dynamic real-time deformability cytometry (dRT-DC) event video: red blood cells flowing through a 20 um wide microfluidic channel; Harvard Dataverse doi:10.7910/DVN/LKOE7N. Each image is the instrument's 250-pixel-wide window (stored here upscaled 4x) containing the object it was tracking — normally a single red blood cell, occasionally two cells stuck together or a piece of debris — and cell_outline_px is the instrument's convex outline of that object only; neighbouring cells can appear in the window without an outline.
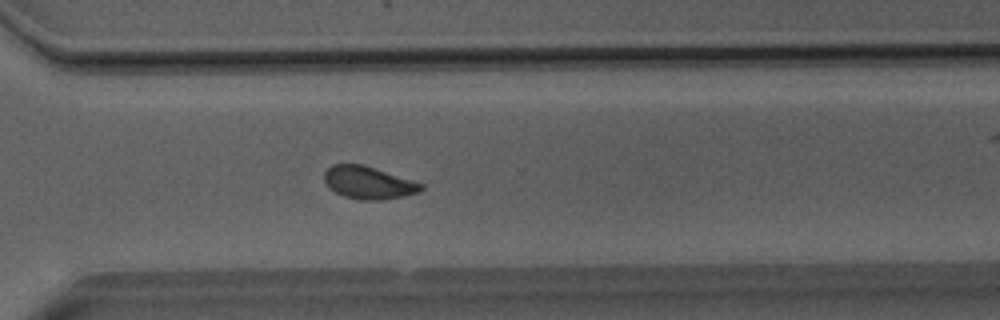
{"species": "Egyptian fruit bat (a non-hibernating species)", "species_latin": "Rousettus aegyptiacus", "temperature_condition": "room temperature", "stored_images_in_passage": 52, "camera_frame_rate_fps": 3000, "um_per_image_px": 0.085, "animal": {"sex": "male"}, "frame": {"image": 1, "passage_image": 37, "time_ms": 12.0, "image_size_px": [1000, 320], "cell_outline_px": [[424, 188], [420, 192], [404, 196], [380, 200], [360, 200], [344, 196], [328, 188], [324, 180], [324, 172], [332, 164], [364, 164], [424, 184]], "centroid_in_image_um": [31.32, 15.52], "position_along_channel_um": 339.3, "area_um2": 18.5}}
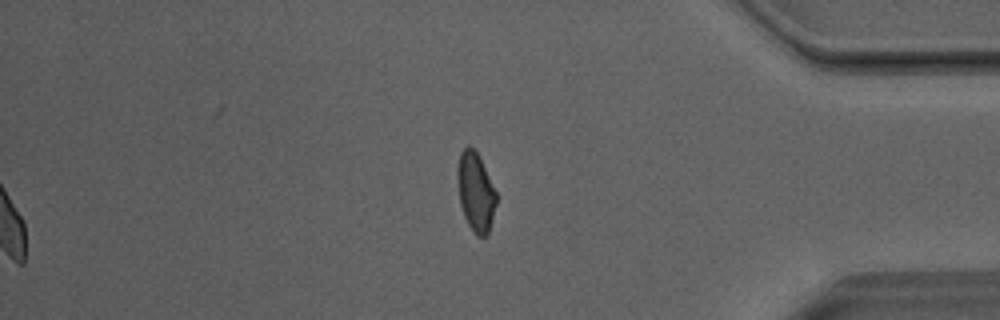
{"frame": {"image": 2, "passage_image": 52, "time_ms": 17.0, "image_size_px": [1000, 320], "cell_outline_px": [[496, 204], [488, 232], [484, 236], [476, 236], [472, 232], [464, 216], [460, 204], [456, 176], [456, 168], [460, 152], [468, 144], [476, 148], [496, 192]], "centroid_in_image_um": [40.4, 16.25], "position_along_channel_um": 394.8, "area_um2": 18.09}, "authors_computed_cell_mechanics": {"area_um2": 18.8717, "velocity_mm_per_s": 4.0298, "shape_relaxation_time_tau1_ms": 5.38, "shape_relaxation_time_tau2_ms": 1.611, "deformation_change_tau1": 0.0978, "deformation_change_tau2": 0.0607}}